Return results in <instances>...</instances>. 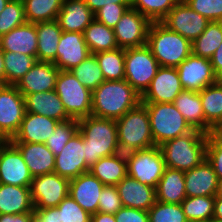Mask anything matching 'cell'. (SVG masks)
<instances>
[{
    "label": "cell",
    "mask_w": 222,
    "mask_h": 222,
    "mask_svg": "<svg viewBox=\"0 0 222 222\" xmlns=\"http://www.w3.org/2000/svg\"><path fill=\"white\" fill-rule=\"evenodd\" d=\"M78 131L85 141V161L90 168L102 157L120 152L115 119L93 115L78 120Z\"/></svg>",
    "instance_id": "1"
},
{
    "label": "cell",
    "mask_w": 222,
    "mask_h": 222,
    "mask_svg": "<svg viewBox=\"0 0 222 222\" xmlns=\"http://www.w3.org/2000/svg\"><path fill=\"white\" fill-rule=\"evenodd\" d=\"M141 103V95L124 79L104 81L92 91L91 115L118 119Z\"/></svg>",
    "instance_id": "2"
},
{
    "label": "cell",
    "mask_w": 222,
    "mask_h": 222,
    "mask_svg": "<svg viewBox=\"0 0 222 222\" xmlns=\"http://www.w3.org/2000/svg\"><path fill=\"white\" fill-rule=\"evenodd\" d=\"M208 134L194 129L159 146L165 166L186 172L206 159Z\"/></svg>",
    "instance_id": "3"
},
{
    "label": "cell",
    "mask_w": 222,
    "mask_h": 222,
    "mask_svg": "<svg viewBox=\"0 0 222 222\" xmlns=\"http://www.w3.org/2000/svg\"><path fill=\"white\" fill-rule=\"evenodd\" d=\"M146 45L163 67L176 68L192 54V42L161 22H151Z\"/></svg>",
    "instance_id": "4"
},
{
    "label": "cell",
    "mask_w": 222,
    "mask_h": 222,
    "mask_svg": "<svg viewBox=\"0 0 222 222\" xmlns=\"http://www.w3.org/2000/svg\"><path fill=\"white\" fill-rule=\"evenodd\" d=\"M118 144L121 153L154 147L147 108L140 103L116 119Z\"/></svg>",
    "instance_id": "5"
},
{
    "label": "cell",
    "mask_w": 222,
    "mask_h": 222,
    "mask_svg": "<svg viewBox=\"0 0 222 222\" xmlns=\"http://www.w3.org/2000/svg\"><path fill=\"white\" fill-rule=\"evenodd\" d=\"M148 111L155 146L188 134L194 129L173 103H142Z\"/></svg>",
    "instance_id": "6"
},
{
    "label": "cell",
    "mask_w": 222,
    "mask_h": 222,
    "mask_svg": "<svg viewBox=\"0 0 222 222\" xmlns=\"http://www.w3.org/2000/svg\"><path fill=\"white\" fill-rule=\"evenodd\" d=\"M55 92L70 118L79 120L91 115L92 91L83 86L71 71H59Z\"/></svg>",
    "instance_id": "7"
},
{
    "label": "cell",
    "mask_w": 222,
    "mask_h": 222,
    "mask_svg": "<svg viewBox=\"0 0 222 222\" xmlns=\"http://www.w3.org/2000/svg\"><path fill=\"white\" fill-rule=\"evenodd\" d=\"M160 65L147 45L125 49V80L142 96Z\"/></svg>",
    "instance_id": "8"
},
{
    "label": "cell",
    "mask_w": 222,
    "mask_h": 222,
    "mask_svg": "<svg viewBox=\"0 0 222 222\" xmlns=\"http://www.w3.org/2000/svg\"><path fill=\"white\" fill-rule=\"evenodd\" d=\"M125 158L128 176L157 188L166 167L159 146L126 153Z\"/></svg>",
    "instance_id": "9"
},
{
    "label": "cell",
    "mask_w": 222,
    "mask_h": 222,
    "mask_svg": "<svg viewBox=\"0 0 222 222\" xmlns=\"http://www.w3.org/2000/svg\"><path fill=\"white\" fill-rule=\"evenodd\" d=\"M25 115L24 96L15 85H0V138L11 140Z\"/></svg>",
    "instance_id": "10"
},
{
    "label": "cell",
    "mask_w": 222,
    "mask_h": 222,
    "mask_svg": "<svg viewBox=\"0 0 222 222\" xmlns=\"http://www.w3.org/2000/svg\"><path fill=\"white\" fill-rule=\"evenodd\" d=\"M70 180L55 172L33 177L30 185L34 209L57 207L69 195Z\"/></svg>",
    "instance_id": "11"
},
{
    "label": "cell",
    "mask_w": 222,
    "mask_h": 222,
    "mask_svg": "<svg viewBox=\"0 0 222 222\" xmlns=\"http://www.w3.org/2000/svg\"><path fill=\"white\" fill-rule=\"evenodd\" d=\"M161 23L193 42L205 31L210 21L192 10L184 0H180Z\"/></svg>",
    "instance_id": "12"
},
{
    "label": "cell",
    "mask_w": 222,
    "mask_h": 222,
    "mask_svg": "<svg viewBox=\"0 0 222 222\" xmlns=\"http://www.w3.org/2000/svg\"><path fill=\"white\" fill-rule=\"evenodd\" d=\"M150 24L146 16L129 8L113 28L118 47L128 49L146 45Z\"/></svg>",
    "instance_id": "13"
},
{
    "label": "cell",
    "mask_w": 222,
    "mask_h": 222,
    "mask_svg": "<svg viewBox=\"0 0 222 222\" xmlns=\"http://www.w3.org/2000/svg\"><path fill=\"white\" fill-rule=\"evenodd\" d=\"M30 174L19 149L9 140L0 144V183L30 187Z\"/></svg>",
    "instance_id": "14"
},
{
    "label": "cell",
    "mask_w": 222,
    "mask_h": 222,
    "mask_svg": "<svg viewBox=\"0 0 222 222\" xmlns=\"http://www.w3.org/2000/svg\"><path fill=\"white\" fill-rule=\"evenodd\" d=\"M176 68L184 90L199 92L219 80L210 59L193 53Z\"/></svg>",
    "instance_id": "15"
},
{
    "label": "cell",
    "mask_w": 222,
    "mask_h": 222,
    "mask_svg": "<svg viewBox=\"0 0 222 222\" xmlns=\"http://www.w3.org/2000/svg\"><path fill=\"white\" fill-rule=\"evenodd\" d=\"M85 141L77 131L63 147V150L55 156L54 172L67 179H73L88 172L90 168L85 161Z\"/></svg>",
    "instance_id": "16"
},
{
    "label": "cell",
    "mask_w": 222,
    "mask_h": 222,
    "mask_svg": "<svg viewBox=\"0 0 222 222\" xmlns=\"http://www.w3.org/2000/svg\"><path fill=\"white\" fill-rule=\"evenodd\" d=\"M183 90L177 68L160 66L141 103H173Z\"/></svg>",
    "instance_id": "17"
},
{
    "label": "cell",
    "mask_w": 222,
    "mask_h": 222,
    "mask_svg": "<svg viewBox=\"0 0 222 222\" xmlns=\"http://www.w3.org/2000/svg\"><path fill=\"white\" fill-rule=\"evenodd\" d=\"M90 54L83 33L62 31L54 64L59 70L70 71Z\"/></svg>",
    "instance_id": "18"
},
{
    "label": "cell",
    "mask_w": 222,
    "mask_h": 222,
    "mask_svg": "<svg viewBox=\"0 0 222 222\" xmlns=\"http://www.w3.org/2000/svg\"><path fill=\"white\" fill-rule=\"evenodd\" d=\"M59 71L54 63L36 61L15 86L23 96L55 90Z\"/></svg>",
    "instance_id": "19"
},
{
    "label": "cell",
    "mask_w": 222,
    "mask_h": 222,
    "mask_svg": "<svg viewBox=\"0 0 222 222\" xmlns=\"http://www.w3.org/2000/svg\"><path fill=\"white\" fill-rule=\"evenodd\" d=\"M104 184L90 171L70 179L69 195L87 212H98L99 196Z\"/></svg>",
    "instance_id": "20"
},
{
    "label": "cell",
    "mask_w": 222,
    "mask_h": 222,
    "mask_svg": "<svg viewBox=\"0 0 222 222\" xmlns=\"http://www.w3.org/2000/svg\"><path fill=\"white\" fill-rule=\"evenodd\" d=\"M123 207L148 211L156 202V188L126 175L117 185Z\"/></svg>",
    "instance_id": "21"
},
{
    "label": "cell",
    "mask_w": 222,
    "mask_h": 222,
    "mask_svg": "<svg viewBox=\"0 0 222 222\" xmlns=\"http://www.w3.org/2000/svg\"><path fill=\"white\" fill-rule=\"evenodd\" d=\"M59 121L35 113L25 112L17 133L11 142L45 143Z\"/></svg>",
    "instance_id": "22"
},
{
    "label": "cell",
    "mask_w": 222,
    "mask_h": 222,
    "mask_svg": "<svg viewBox=\"0 0 222 222\" xmlns=\"http://www.w3.org/2000/svg\"><path fill=\"white\" fill-rule=\"evenodd\" d=\"M184 179L186 197L215 196L219 179L207 159L184 172Z\"/></svg>",
    "instance_id": "23"
},
{
    "label": "cell",
    "mask_w": 222,
    "mask_h": 222,
    "mask_svg": "<svg viewBox=\"0 0 222 222\" xmlns=\"http://www.w3.org/2000/svg\"><path fill=\"white\" fill-rule=\"evenodd\" d=\"M95 19L84 0H64L57 21L62 31L83 33Z\"/></svg>",
    "instance_id": "24"
},
{
    "label": "cell",
    "mask_w": 222,
    "mask_h": 222,
    "mask_svg": "<svg viewBox=\"0 0 222 222\" xmlns=\"http://www.w3.org/2000/svg\"><path fill=\"white\" fill-rule=\"evenodd\" d=\"M12 143L19 149L33 177L54 172L55 155L45 143Z\"/></svg>",
    "instance_id": "25"
},
{
    "label": "cell",
    "mask_w": 222,
    "mask_h": 222,
    "mask_svg": "<svg viewBox=\"0 0 222 222\" xmlns=\"http://www.w3.org/2000/svg\"><path fill=\"white\" fill-rule=\"evenodd\" d=\"M2 51L37 56V33L35 23L18 26L0 38Z\"/></svg>",
    "instance_id": "26"
},
{
    "label": "cell",
    "mask_w": 222,
    "mask_h": 222,
    "mask_svg": "<svg viewBox=\"0 0 222 222\" xmlns=\"http://www.w3.org/2000/svg\"><path fill=\"white\" fill-rule=\"evenodd\" d=\"M24 101L25 112L43 115L59 122L71 119L55 90L25 95Z\"/></svg>",
    "instance_id": "27"
},
{
    "label": "cell",
    "mask_w": 222,
    "mask_h": 222,
    "mask_svg": "<svg viewBox=\"0 0 222 222\" xmlns=\"http://www.w3.org/2000/svg\"><path fill=\"white\" fill-rule=\"evenodd\" d=\"M173 104L193 129L211 133L212 127L205 121L199 92L183 90Z\"/></svg>",
    "instance_id": "28"
},
{
    "label": "cell",
    "mask_w": 222,
    "mask_h": 222,
    "mask_svg": "<svg viewBox=\"0 0 222 222\" xmlns=\"http://www.w3.org/2000/svg\"><path fill=\"white\" fill-rule=\"evenodd\" d=\"M35 25L37 33L36 60L55 63L58 43L62 34L58 21L37 22Z\"/></svg>",
    "instance_id": "29"
},
{
    "label": "cell",
    "mask_w": 222,
    "mask_h": 222,
    "mask_svg": "<svg viewBox=\"0 0 222 222\" xmlns=\"http://www.w3.org/2000/svg\"><path fill=\"white\" fill-rule=\"evenodd\" d=\"M34 212L30 187L0 183V215Z\"/></svg>",
    "instance_id": "30"
},
{
    "label": "cell",
    "mask_w": 222,
    "mask_h": 222,
    "mask_svg": "<svg viewBox=\"0 0 222 222\" xmlns=\"http://www.w3.org/2000/svg\"><path fill=\"white\" fill-rule=\"evenodd\" d=\"M186 198L184 172L165 167L156 188V201L181 204Z\"/></svg>",
    "instance_id": "31"
},
{
    "label": "cell",
    "mask_w": 222,
    "mask_h": 222,
    "mask_svg": "<svg viewBox=\"0 0 222 222\" xmlns=\"http://www.w3.org/2000/svg\"><path fill=\"white\" fill-rule=\"evenodd\" d=\"M105 186H116L127 175L125 154L102 157L89 170Z\"/></svg>",
    "instance_id": "32"
},
{
    "label": "cell",
    "mask_w": 222,
    "mask_h": 222,
    "mask_svg": "<svg viewBox=\"0 0 222 222\" xmlns=\"http://www.w3.org/2000/svg\"><path fill=\"white\" fill-rule=\"evenodd\" d=\"M83 36L91 54L119 48L114 30L96 19L86 27Z\"/></svg>",
    "instance_id": "33"
},
{
    "label": "cell",
    "mask_w": 222,
    "mask_h": 222,
    "mask_svg": "<svg viewBox=\"0 0 222 222\" xmlns=\"http://www.w3.org/2000/svg\"><path fill=\"white\" fill-rule=\"evenodd\" d=\"M205 121L213 128L222 121V79L199 91Z\"/></svg>",
    "instance_id": "34"
},
{
    "label": "cell",
    "mask_w": 222,
    "mask_h": 222,
    "mask_svg": "<svg viewBox=\"0 0 222 222\" xmlns=\"http://www.w3.org/2000/svg\"><path fill=\"white\" fill-rule=\"evenodd\" d=\"M64 0H23L28 23L57 20Z\"/></svg>",
    "instance_id": "35"
},
{
    "label": "cell",
    "mask_w": 222,
    "mask_h": 222,
    "mask_svg": "<svg viewBox=\"0 0 222 222\" xmlns=\"http://www.w3.org/2000/svg\"><path fill=\"white\" fill-rule=\"evenodd\" d=\"M222 43V22L211 21L205 31L192 42V53L210 59Z\"/></svg>",
    "instance_id": "36"
},
{
    "label": "cell",
    "mask_w": 222,
    "mask_h": 222,
    "mask_svg": "<svg viewBox=\"0 0 222 222\" xmlns=\"http://www.w3.org/2000/svg\"><path fill=\"white\" fill-rule=\"evenodd\" d=\"M94 55L106 81L125 79V49L101 51Z\"/></svg>",
    "instance_id": "37"
},
{
    "label": "cell",
    "mask_w": 222,
    "mask_h": 222,
    "mask_svg": "<svg viewBox=\"0 0 222 222\" xmlns=\"http://www.w3.org/2000/svg\"><path fill=\"white\" fill-rule=\"evenodd\" d=\"M5 85H16L37 61L34 56L3 51Z\"/></svg>",
    "instance_id": "38"
},
{
    "label": "cell",
    "mask_w": 222,
    "mask_h": 222,
    "mask_svg": "<svg viewBox=\"0 0 222 222\" xmlns=\"http://www.w3.org/2000/svg\"><path fill=\"white\" fill-rule=\"evenodd\" d=\"M215 196L186 197L182 209L188 222L213 220Z\"/></svg>",
    "instance_id": "39"
},
{
    "label": "cell",
    "mask_w": 222,
    "mask_h": 222,
    "mask_svg": "<svg viewBox=\"0 0 222 222\" xmlns=\"http://www.w3.org/2000/svg\"><path fill=\"white\" fill-rule=\"evenodd\" d=\"M77 80L93 91L105 81L102 70L94 54H90L78 66L70 70Z\"/></svg>",
    "instance_id": "40"
},
{
    "label": "cell",
    "mask_w": 222,
    "mask_h": 222,
    "mask_svg": "<svg viewBox=\"0 0 222 222\" xmlns=\"http://www.w3.org/2000/svg\"><path fill=\"white\" fill-rule=\"evenodd\" d=\"M180 0H131V7L151 22H161Z\"/></svg>",
    "instance_id": "41"
},
{
    "label": "cell",
    "mask_w": 222,
    "mask_h": 222,
    "mask_svg": "<svg viewBox=\"0 0 222 222\" xmlns=\"http://www.w3.org/2000/svg\"><path fill=\"white\" fill-rule=\"evenodd\" d=\"M26 22L23 0H9L0 13V38Z\"/></svg>",
    "instance_id": "42"
},
{
    "label": "cell",
    "mask_w": 222,
    "mask_h": 222,
    "mask_svg": "<svg viewBox=\"0 0 222 222\" xmlns=\"http://www.w3.org/2000/svg\"><path fill=\"white\" fill-rule=\"evenodd\" d=\"M77 131V119L71 118L65 121L58 122L52 135L49 136V138L45 142V145L56 156L63 150V147Z\"/></svg>",
    "instance_id": "43"
},
{
    "label": "cell",
    "mask_w": 222,
    "mask_h": 222,
    "mask_svg": "<svg viewBox=\"0 0 222 222\" xmlns=\"http://www.w3.org/2000/svg\"><path fill=\"white\" fill-rule=\"evenodd\" d=\"M149 222H188L181 204L156 201L148 210Z\"/></svg>",
    "instance_id": "44"
},
{
    "label": "cell",
    "mask_w": 222,
    "mask_h": 222,
    "mask_svg": "<svg viewBox=\"0 0 222 222\" xmlns=\"http://www.w3.org/2000/svg\"><path fill=\"white\" fill-rule=\"evenodd\" d=\"M62 211L63 222H91V214L85 211L70 195L57 206Z\"/></svg>",
    "instance_id": "45"
},
{
    "label": "cell",
    "mask_w": 222,
    "mask_h": 222,
    "mask_svg": "<svg viewBox=\"0 0 222 222\" xmlns=\"http://www.w3.org/2000/svg\"><path fill=\"white\" fill-rule=\"evenodd\" d=\"M189 7L210 22H222V0H184Z\"/></svg>",
    "instance_id": "46"
},
{
    "label": "cell",
    "mask_w": 222,
    "mask_h": 222,
    "mask_svg": "<svg viewBox=\"0 0 222 222\" xmlns=\"http://www.w3.org/2000/svg\"><path fill=\"white\" fill-rule=\"evenodd\" d=\"M129 8H131V4L105 5L94 14V17L98 22L113 29Z\"/></svg>",
    "instance_id": "47"
},
{
    "label": "cell",
    "mask_w": 222,
    "mask_h": 222,
    "mask_svg": "<svg viewBox=\"0 0 222 222\" xmlns=\"http://www.w3.org/2000/svg\"><path fill=\"white\" fill-rule=\"evenodd\" d=\"M123 207L116 186H104L98 202V212L115 214Z\"/></svg>",
    "instance_id": "48"
},
{
    "label": "cell",
    "mask_w": 222,
    "mask_h": 222,
    "mask_svg": "<svg viewBox=\"0 0 222 222\" xmlns=\"http://www.w3.org/2000/svg\"><path fill=\"white\" fill-rule=\"evenodd\" d=\"M206 159L212 165L219 180L222 179V143H219L211 134H208Z\"/></svg>",
    "instance_id": "49"
},
{
    "label": "cell",
    "mask_w": 222,
    "mask_h": 222,
    "mask_svg": "<svg viewBox=\"0 0 222 222\" xmlns=\"http://www.w3.org/2000/svg\"><path fill=\"white\" fill-rule=\"evenodd\" d=\"M116 222H149L148 211L122 207L115 214Z\"/></svg>",
    "instance_id": "50"
},
{
    "label": "cell",
    "mask_w": 222,
    "mask_h": 222,
    "mask_svg": "<svg viewBox=\"0 0 222 222\" xmlns=\"http://www.w3.org/2000/svg\"><path fill=\"white\" fill-rule=\"evenodd\" d=\"M34 214L39 222H63L62 211L57 207L34 209Z\"/></svg>",
    "instance_id": "51"
},
{
    "label": "cell",
    "mask_w": 222,
    "mask_h": 222,
    "mask_svg": "<svg viewBox=\"0 0 222 222\" xmlns=\"http://www.w3.org/2000/svg\"><path fill=\"white\" fill-rule=\"evenodd\" d=\"M35 218L34 212H26L21 214H3L0 215V222H33Z\"/></svg>",
    "instance_id": "52"
},
{
    "label": "cell",
    "mask_w": 222,
    "mask_h": 222,
    "mask_svg": "<svg viewBox=\"0 0 222 222\" xmlns=\"http://www.w3.org/2000/svg\"><path fill=\"white\" fill-rule=\"evenodd\" d=\"M90 10L95 14L100 8L107 5L131 4V0H84Z\"/></svg>",
    "instance_id": "53"
},
{
    "label": "cell",
    "mask_w": 222,
    "mask_h": 222,
    "mask_svg": "<svg viewBox=\"0 0 222 222\" xmlns=\"http://www.w3.org/2000/svg\"><path fill=\"white\" fill-rule=\"evenodd\" d=\"M214 73L219 79H222V43L210 58Z\"/></svg>",
    "instance_id": "54"
},
{
    "label": "cell",
    "mask_w": 222,
    "mask_h": 222,
    "mask_svg": "<svg viewBox=\"0 0 222 222\" xmlns=\"http://www.w3.org/2000/svg\"><path fill=\"white\" fill-rule=\"evenodd\" d=\"M91 222H116L114 214L97 212L91 214Z\"/></svg>",
    "instance_id": "55"
},
{
    "label": "cell",
    "mask_w": 222,
    "mask_h": 222,
    "mask_svg": "<svg viewBox=\"0 0 222 222\" xmlns=\"http://www.w3.org/2000/svg\"><path fill=\"white\" fill-rule=\"evenodd\" d=\"M213 220L222 222V197H215Z\"/></svg>",
    "instance_id": "56"
},
{
    "label": "cell",
    "mask_w": 222,
    "mask_h": 222,
    "mask_svg": "<svg viewBox=\"0 0 222 222\" xmlns=\"http://www.w3.org/2000/svg\"><path fill=\"white\" fill-rule=\"evenodd\" d=\"M219 143H222V121H219L210 133Z\"/></svg>",
    "instance_id": "57"
},
{
    "label": "cell",
    "mask_w": 222,
    "mask_h": 222,
    "mask_svg": "<svg viewBox=\"0 0 222 222\" xmlns=\"http://www.w3.org/2000/svg\"><path fill=\"white\" fill-rule=\"evenodd\" d=\"M0 85H5L4 58L1 47H0Z\"/></svg>",
    "instance_id": "58"
},
{
    "label": "cell",
    "mask_w": 222,
    "mask_h": 222,
    "mask_svg": "<svg viewBox=\"0 0 222 222\" xmlns=\"http://www.w3.org/2000/svg\"><path fill=\"white\" fill-rule=\"evenodd\" d=\"M215 197H222V179L218 181Z\"/></svg>",
    "instance_id": "59"
},
{
    "label": "cell",
    "mask_w": 222,
    "mask_h": 222,
    "mask_svg": "<svg viewBox=\"0 0 222 222\" xmlns=\"http://www.w3.org/2000/svg\"><path fill=\"white\" fill-rule=\"evenodd\" d=\"M8 2H9V0H0V13L5 8V6Z\"/></svg>",
    "instance_id": "60"
},
{
    "label": "cell",
    "mask_w": 222,
    "mask_h": 222,
    "mask_svg": "<svg viewBox=\"0 0 222 222\" xmlns=\"http://www.w3.org/2000/svg\"><path fill=\"white\" fill-rule=\"evenodd\" d=\"M207 222H221V221L209 220Z\"/></svg>",
    "instance_id": "61"
}]
</instances>
